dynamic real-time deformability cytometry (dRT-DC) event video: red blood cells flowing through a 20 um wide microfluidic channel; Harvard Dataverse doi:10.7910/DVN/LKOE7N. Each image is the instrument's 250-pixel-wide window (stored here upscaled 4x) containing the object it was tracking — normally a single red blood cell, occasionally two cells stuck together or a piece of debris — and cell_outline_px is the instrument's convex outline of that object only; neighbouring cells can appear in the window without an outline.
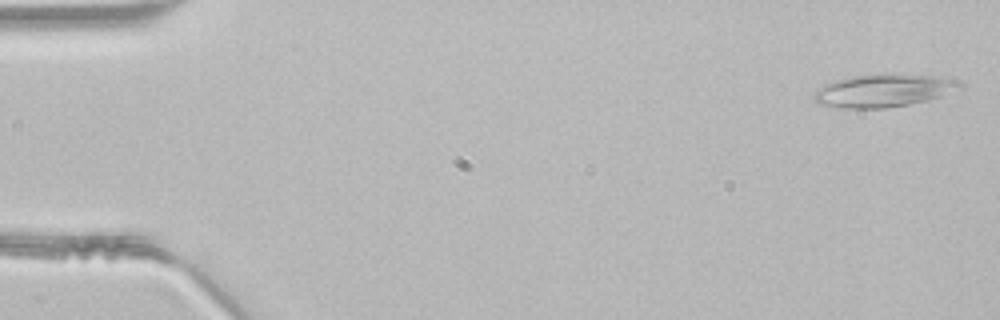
{"species": "common noctule bat (a hibernating species)", "species_latin": "Nyctalus noctula", "temperature_condition": "room temperature", "stored_images_in_passage": 47, "segment_of_instrument_passage": [1, 2], "camera_frame_rate_fps": 3000, "um_per_image_px": 0.085, "animal": {"sex": "male", "body_mass_g": 21.5, "forearm_length_mm": 52.0}, "frame": {"image": 1, "passage_image": 1, "time_ms": 0.0, "image_size_px": [1000, 320], "cell_outline_px": [[964, 88], [928, 100], [888, 108], [844, 108], [816, 104], [812, 96], [824, 84], [832, 80], [852, 76], [936, 76], [960, 80], [964, 84]], "centroid_in_image_um": [75.1, 7.73], "position_along_channel_um": 9.9, "area_um2": 27.34}}
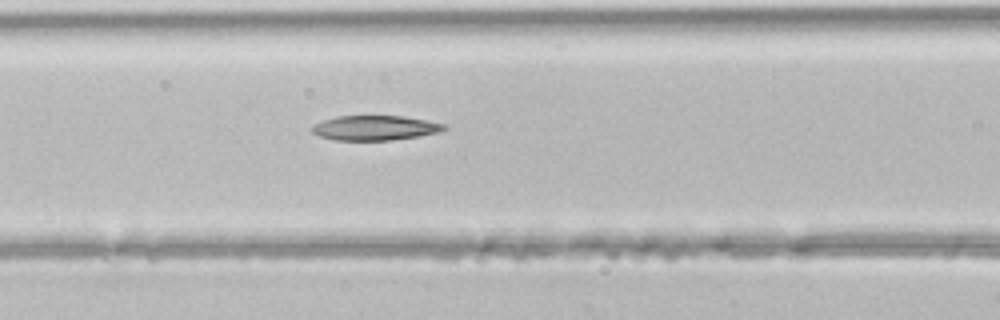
{"frame": {"image": 2, "passage_image": 19, "time_ms": 6.0, "image_size_px": [1000, 320], "cell_outline_px": [[448, 128], [440, 132], [420, 136], [392, 140], [336, 140], [320, 136], [312, 132], [308, 128], [324, 120], [336, 116], [400, 116], [424, 120], [444, 124]], "centroid_in_image_um": [31.86, 10.87], "position_along_channel_um": 134.7, "area_um2": 18.96}}
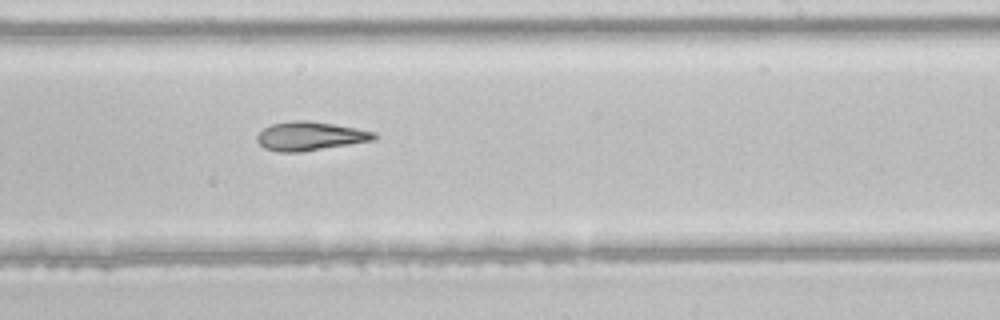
{"frame": {"image": 3, "passage_image": 28, "time_ms": 9.0, "image_size_px": [1000, 320], "cell_outline_px": [[380, 136], [372, 140], [300, 152], [280, 152], [264, 148], [256, 140], [256, 136], [264, 128], [272, 124], [292, 120], [308, 120], [356, 128], [376, 132]], "centroid_in_image_um": [26.34, 11.56], "position_along_channel_um": 262.7, "area_um2": 19.48}}